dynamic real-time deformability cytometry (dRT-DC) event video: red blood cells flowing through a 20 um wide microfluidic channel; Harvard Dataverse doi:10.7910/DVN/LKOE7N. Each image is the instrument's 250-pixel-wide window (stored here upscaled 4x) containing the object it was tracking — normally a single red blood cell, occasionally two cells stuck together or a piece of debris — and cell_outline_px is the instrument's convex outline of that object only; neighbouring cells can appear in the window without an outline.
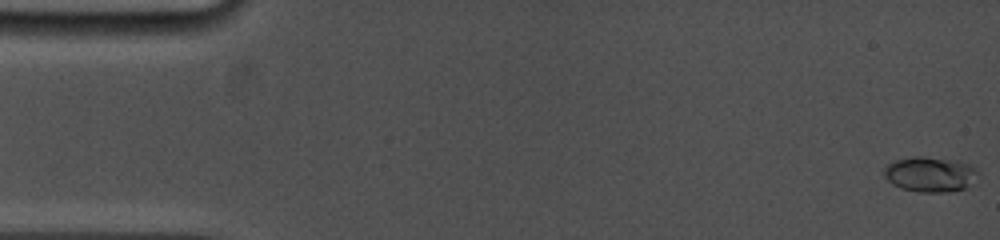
{"species": "common noctule bat (a hibernating species)", "species_latin": "Nyctalus noctula", "temperature_condition": "cold", "stored_images_in_passage": 6, "camera_frame_rate_fps": 5000, "um_per_image_px": 0.085, "animal": {"sex": "female", "body_mass_g": 19.0, "forearm_length_mm": 53.3}, "frame": {"image": 1, "passage_image": 1, "time_ms": 0.0, "image_size_px": [1000, 240], "cell_outline_px": [[980, 172], [964, 188], [948, 192], [920, 192], [900, 188], [892, 184], [884, 176], [884, 168], [888, 164], [896, 160], [912, 156], [924, 156], [960, 160], [968, 164]], "centroid_in_image_um": [79.03, 14.8], "position_along_channel_um": 6.0, "area_um2": 19.25}}
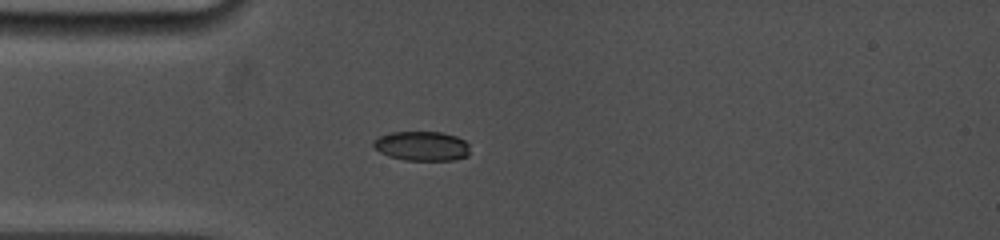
{"frame": {"image": 2, "passage_image": 6, "time_ms": 4.4, "image_size_px": [1000, 240], "cell_outline_px": [[468, 156], [452, 160], [404, 160], [388, 156], [380, 152], [372, 144], [372, 140], [376, 136], [392, 132], [440, 132], [456, 136], [464, 140], [468, 144]], "centroid_in_image_um": [35.81, 12.41], "position_along_channel_um": 49.2, "area_um2": 16.65}}